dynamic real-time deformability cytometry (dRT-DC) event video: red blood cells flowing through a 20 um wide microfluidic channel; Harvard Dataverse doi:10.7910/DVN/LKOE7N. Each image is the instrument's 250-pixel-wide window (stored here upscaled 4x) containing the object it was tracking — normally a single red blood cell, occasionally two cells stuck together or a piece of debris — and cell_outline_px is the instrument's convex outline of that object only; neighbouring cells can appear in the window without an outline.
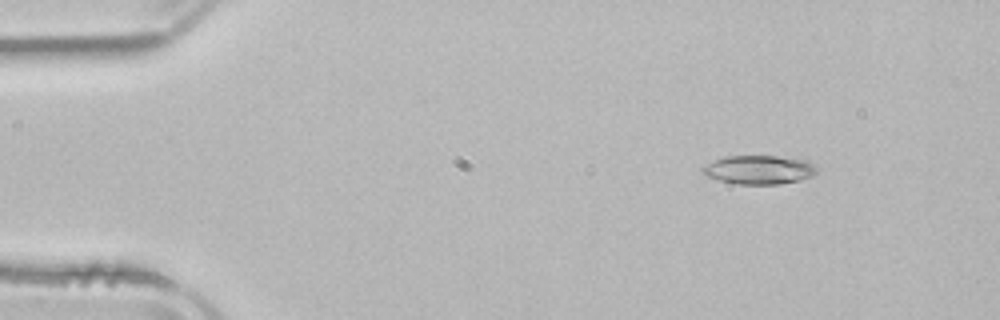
{"species": "common noctule bat (a hibernating species)", "species_latin": "Nyctalus noctula", "temperature_condition": "room temperature", "stored_images_in_passage": 2, "camera_frame_rate_fps": 3000, "um_per_image_px": 0.085, "animal": {"sex": "male", "body_mass_g": 21.5, "forearm_length_mm": 52.0}, "frame": {"image": 1, "passage_image": 1, "time_ms": 0.0, "image_size_px": [1000, 320], "cell_outline_px": [[816, 172], [812, 176], [800, 180], [780, 184], [740, 184], [720, 180], [708, 176], [700, 172], [700, 168], [704, 164], [724, 156], [776, 156], [804, 160], [812, 164], [816, 168]], "centroid_in_image_um": [64.46, 14.42], "position_along_channel_um": 20.5, "area_um2": 19.07}}